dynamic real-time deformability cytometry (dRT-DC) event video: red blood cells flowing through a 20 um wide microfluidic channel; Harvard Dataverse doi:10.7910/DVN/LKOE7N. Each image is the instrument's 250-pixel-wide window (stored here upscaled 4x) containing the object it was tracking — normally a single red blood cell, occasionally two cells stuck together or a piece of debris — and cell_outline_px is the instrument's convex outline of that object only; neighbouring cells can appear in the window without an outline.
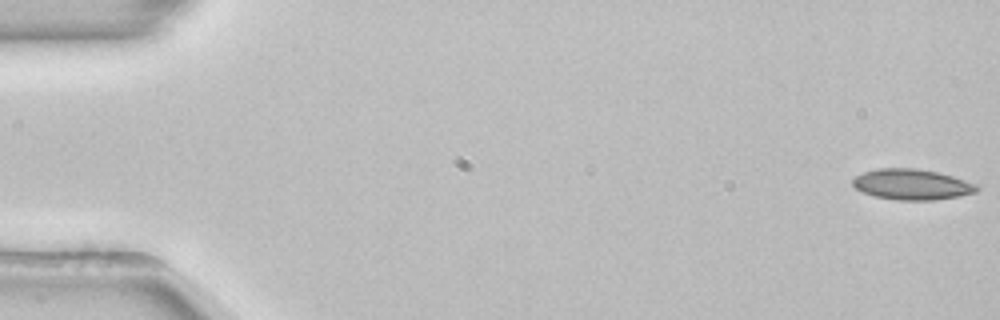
{"species": "common noctule bat (a hibernating species)", "species_latin": "Nyctalus noctula", "temperature_condition": "room temperature", "stored_images_in_passage": 13, "camera_frame_rate_fps": 3000, "um_per_image_px": 0.085, "animal": {"sex": "female", "body_mass_g": 22.7, "forearm_length_mm": 54.2}, "frame": {"image": 1, "passage_image": 1, "time_ms": 0.0, "image_size_px": [1000, 320], "cell_outline_px": [[980, 188], [976, 192], [956, 196], [932, 200], [900, 200], [872, 196], [856, 188], [852, 184], [852, 180], [856, 176], [864, 172], [876, 168], [916, 168], [940, 172], [976, 184]], "centroid_in_image_um": [77.49, 15.66], "position_along_channel_um": 7.5, "area_um2": 22.08}}